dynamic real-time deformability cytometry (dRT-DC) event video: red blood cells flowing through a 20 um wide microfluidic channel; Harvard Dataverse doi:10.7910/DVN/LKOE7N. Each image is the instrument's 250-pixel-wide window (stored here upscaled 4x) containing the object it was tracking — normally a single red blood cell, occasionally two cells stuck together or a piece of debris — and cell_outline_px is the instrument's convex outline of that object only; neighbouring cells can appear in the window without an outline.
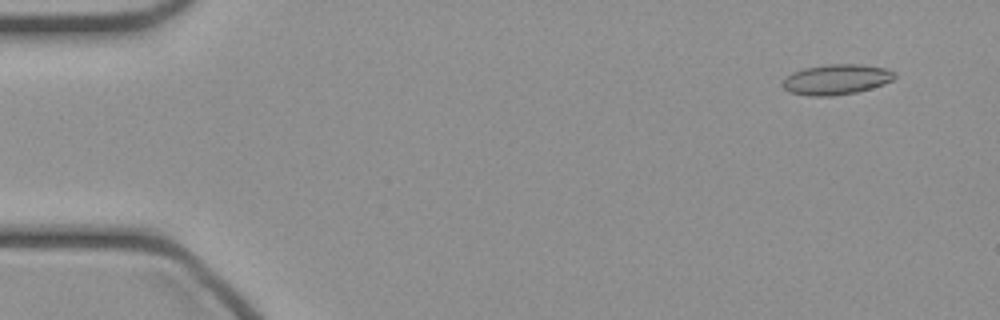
{"species": "common noctule bat (a hibernating species)", "species_latin": "Nyctalus noctula", "temperature_condition": "cold", "stored_images_in_passage": 48, "camera_frame_rate_fps": 3000, "um_per_image_px": 0.085, "animal": {"sex": "female", "body_mass_g": 21.9}, "frame": {"image": 1, "passage_image": 4, "time_ms": 1.0, "image_size_px": [1000, 320], "cell_outline_px": [[896, 76], [892, 80], [884, 84], [856, 92], [832, 96], [808, 96], [788, 92], [780, 84], [792, 72], [804, 68], [828, 64], [860, 64], [884, 68], [896, 72]], "centroid_in_image_um": [71.07, 6.76], "position_along_channel_um": 13.9, "area_um2": 19.83}}
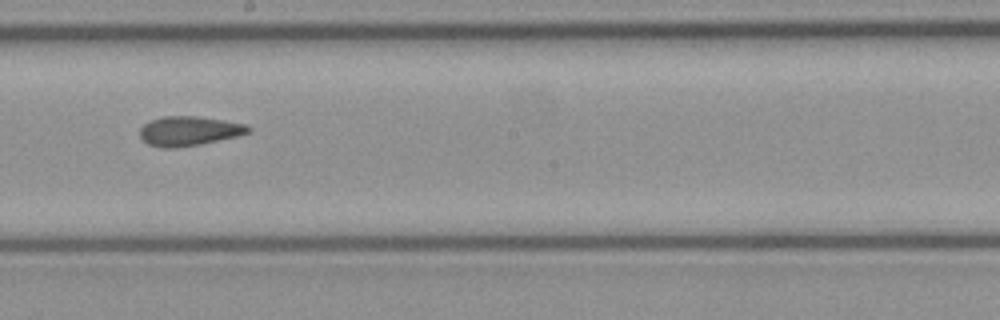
{"frame": {"image": 2, "passage_image": 27, "time_ms": 8.667, "image_size_px": [1000, 320], "cell_outline_px": [[252, 132], [240, 136], [200, 144], [176, 148], [160, 148], [148, 144], [140, 136], [140, 128], [144, 124], [152, 120], [164, 116], [196, 116], [244, 124], [252, 128]], "centroid_in_image_um": [16.08, 11.15], "position_along_channel_um": 232.1, "area_um2": 18.61}}
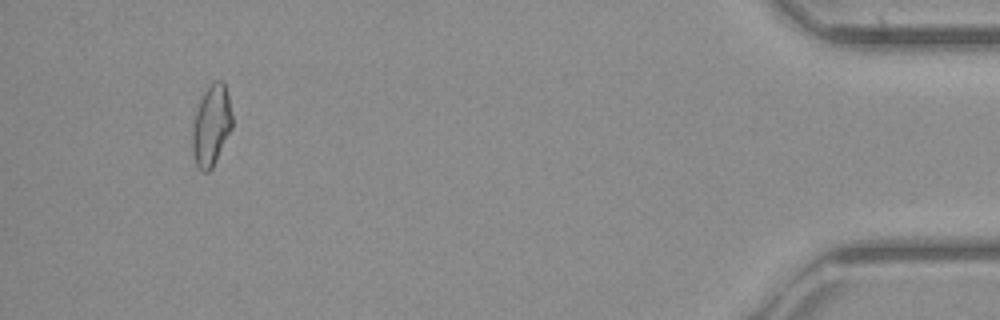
{"frame": {"image": 3, "passage_image": 45, "time_ms": 14.667, "image_size_px": [1000, 320], "cell_outline_px": [[232, 128], [212, 168], [208, 172], [204, 172], [196, 164], [192, 152], [192, 124], [200, 100], [204, 92], [212, 80], [220, 80], [224, 84], [228, 96], [232, 116]], "centroid_in_image_um": [17.95, 10.66], "position_along_channel_um": 417.2, "area_um2": 18.67}}